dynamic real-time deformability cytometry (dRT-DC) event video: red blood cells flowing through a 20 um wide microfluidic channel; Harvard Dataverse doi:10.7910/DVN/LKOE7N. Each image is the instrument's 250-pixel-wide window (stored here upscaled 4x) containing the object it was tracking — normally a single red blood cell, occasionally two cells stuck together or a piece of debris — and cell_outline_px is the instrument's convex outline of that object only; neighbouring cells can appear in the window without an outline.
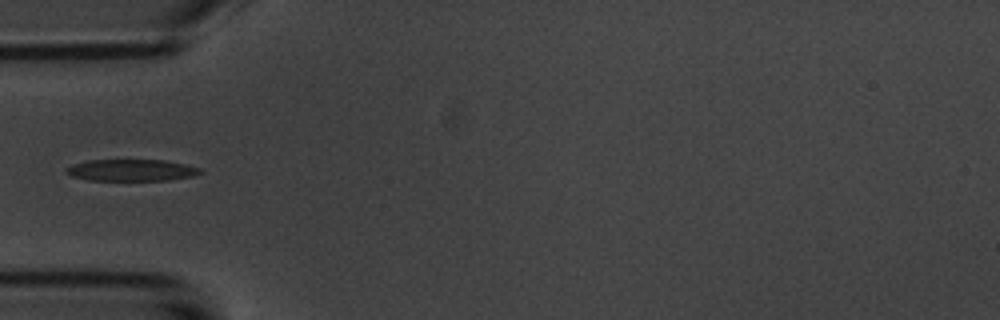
{"species": "common noctule bat (a hibernating species)", "species_latin": "Nyctalus noctula", "temperature_condition": "room temperature", "stored_images_in_passage": 4, "camera_frame_rate_fps": 3000, "um_per_image_px": 0.085, "animal": {"sex": "male", "body_mass_g": 20.1, "forearm_length_mm": 53.5}, "frame": {"image": 1, "passage_image": 4, "time_ms": 4.667, "image_size_px": [1000, 320], "cell_outline_px": [[204, 172], [192, 176], [168, 180], [88, 180], [72, 176], [64, 172], [64, 168], [72, 164], [88, 160], [164, 160], [184, 164], [200, 168]], "centroid_in_image_um": [11.13, 14.46], "position_along_channel_um": 73.9, "area_um2": 16.94}}